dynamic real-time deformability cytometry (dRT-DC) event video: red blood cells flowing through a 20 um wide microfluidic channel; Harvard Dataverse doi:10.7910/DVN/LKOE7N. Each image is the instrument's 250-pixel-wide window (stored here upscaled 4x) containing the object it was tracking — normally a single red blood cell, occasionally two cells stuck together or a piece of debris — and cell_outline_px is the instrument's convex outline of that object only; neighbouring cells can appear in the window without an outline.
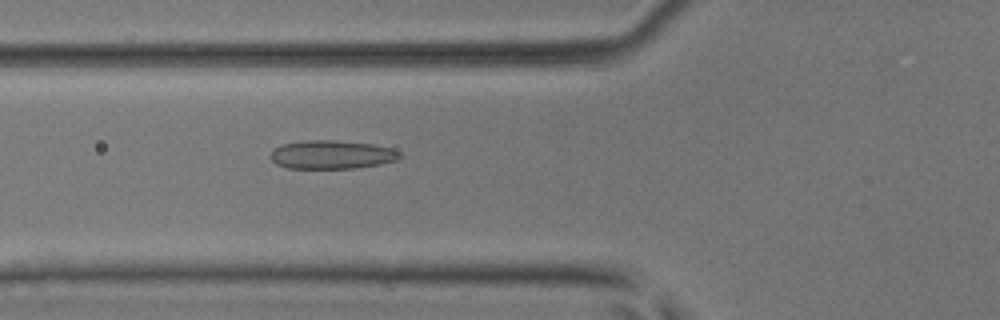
{"species": "common noctule bat (a hibernating species)", "species_latin": "Nyctalus noctula", "temperature_condition": "room temperature", "stored_images_in_passage": 37, "camera_frame_rate_fps": 3000, "um_per_image_px": 0.085, "animal": {"sex": "male", "body_mass_g": 17.9, "forearm_length_mm": 54.2}, "frame": {"image": 1, "passage_image": 6, "time_ms": 1.667, "image_size_px": [1000, 320], "cell_outline_px": [[400, 160], [380, 164], [356, 168], [288, 168], [276, 164], [268, 156], [276, 148], [284, 144], [304, 140], [336, 140], [372, 144], [392, 148], [400, 152]], "centroid_in_image_um": [28.23, 13.14], "position_along_channel_um": 97.6, "area_um2": 21.56}}
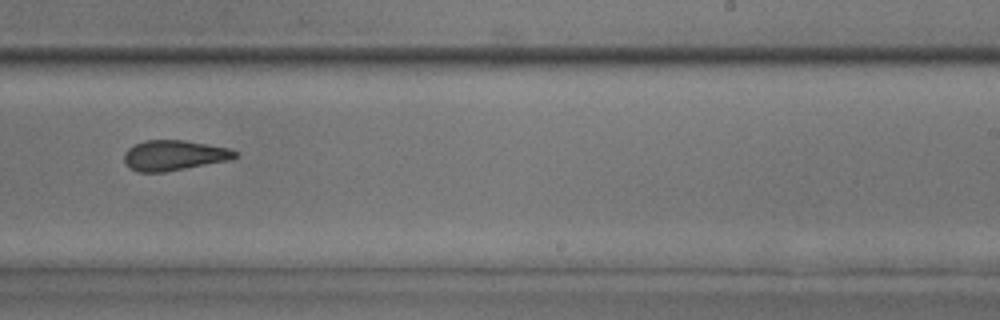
{"frame": {"image": 2, "passage_image": 19, "time_ms": 6.0, "image_size_px": [1000, 320], "cell_outline_px": [[236, 156], [228, 160], [164, 172], [140, 172], [128, 168], [124, 164], [124, 152], [128, 148], [144, 140], [184, 140], [208, 144], [228, 148], [236, 152]], "centroid_in_image_um": [14.72, 13.2], "position_along_channel_um": 274.3, "area_um2": 19.42}}
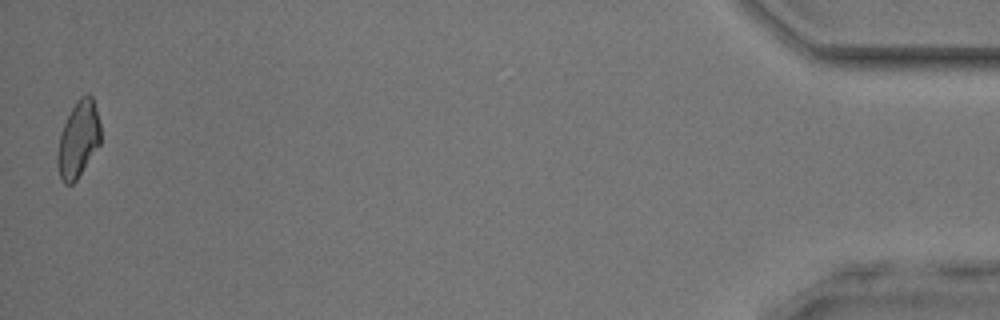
{"frame": {"image": 3, "passage_image": 37, "time_ms": 12.0, "image_size_px": [1000, 320], "cell_outline_px": [[100, 144], [76, 180], [72, 184], [64, 184], [60, 180], [56, 164], [56, 152], [60, 136], [64, 124], [76, 100], [80, 96], [88, 92], [92, 96], [100, 124]], "centroid_in_image_um": [6.63, 11.86], "position_along_channel_um": 428.6, "area_um2": 19.25}, "authors_computed_cell_mechanics": {"area_um2": 20.23, "velocity_mm_per_s": 4.088, "shape_relaxation_time_tau1_ms": 7.0731, "shape_relaxation_time_tau2_ms": 1.1718, "deformation_change_tau1": 0.14, "deformation_change_tau2": 0.0766}}